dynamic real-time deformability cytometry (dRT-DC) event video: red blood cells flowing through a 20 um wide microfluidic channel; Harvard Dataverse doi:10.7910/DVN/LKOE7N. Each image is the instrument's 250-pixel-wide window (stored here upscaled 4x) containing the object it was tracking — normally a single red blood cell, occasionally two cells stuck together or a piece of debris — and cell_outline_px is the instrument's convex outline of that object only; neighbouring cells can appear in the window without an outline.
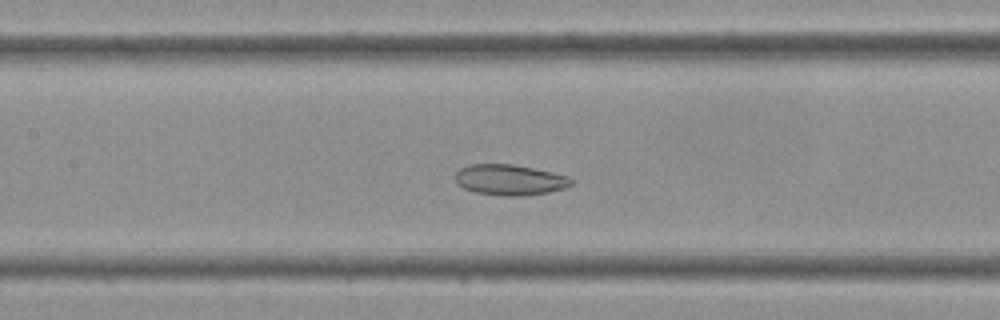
{"species": "Egyptian fruit bat (a non-hibernating species)", "species_latin": "Rousettus aegyptiacus", "temperature_condition": "cold", "stored_images_in_passage": 41, "camera_frame_rate_fps": 3000, "um_per_image_px": 0.085, "frame": {"image": 1, "passage_image": 18, "time_ms": 5.667, "image_size_px": [1000, 320], "cell_outline_px": [[572, 184], [564, 188], [548, 192], [524, 196], [504, 196], [476, 192], [464, 188], [456, 184], [456, 172], [460, 168], [468, 164], [512, 164], [552, 172], [568, 176], [572, 180]], "centroid_in_image_um": [43.31, 15.28], "position_along_channel_um": 164.1, "area_um2": 20.69}}
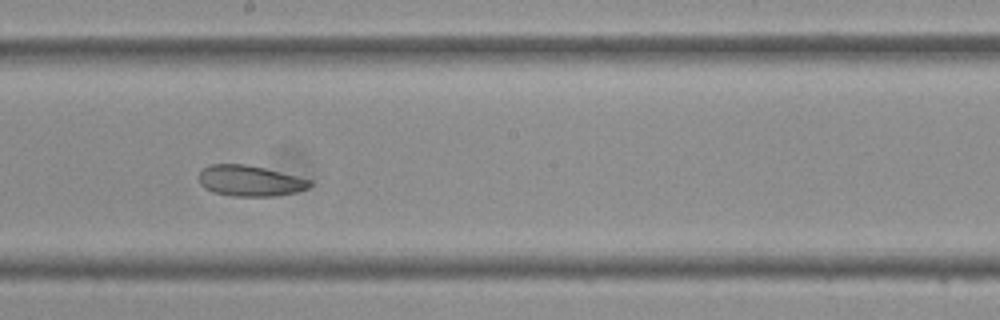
{"frame": {"image": 2, "passage_image": 22, "time_ms": 7.0, "image_size_px": [1000, 320], "cell_outline_px": [[312, 184], [308, 188], [296, 192], [272, 196], [232, 196], [216, 192], [204, 188], [200, 184], [200, 172], [208, 164], [244, 164], [264, 168], [312, 180]], "centroid_in_image_um": [21.25, 15.37], "position_along_channel_um": 227.0, "area_um2": 19.71}}
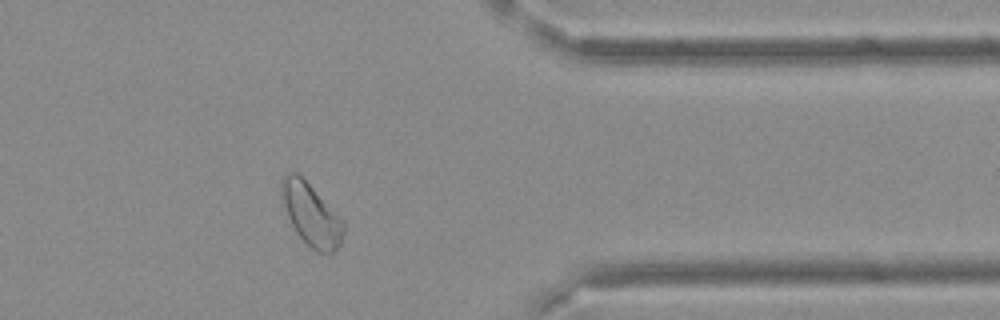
{"frame": {"image": 3, "passage_image": 33, "time_ms": 10.667, "image_size_px": [1000, 320], "cell_outline_px": [[344, 232], [340, 244], [332, 252], [316, 252], [296, 232], [288, 216], [284, 204], [280, 184], [280, 180], [288, 172], [296, 172], [344, 220]], "centroid_in_image_um": [26.46, 18.24], "position_along_channel_um": 384.9, "area_um2": 21.85}}